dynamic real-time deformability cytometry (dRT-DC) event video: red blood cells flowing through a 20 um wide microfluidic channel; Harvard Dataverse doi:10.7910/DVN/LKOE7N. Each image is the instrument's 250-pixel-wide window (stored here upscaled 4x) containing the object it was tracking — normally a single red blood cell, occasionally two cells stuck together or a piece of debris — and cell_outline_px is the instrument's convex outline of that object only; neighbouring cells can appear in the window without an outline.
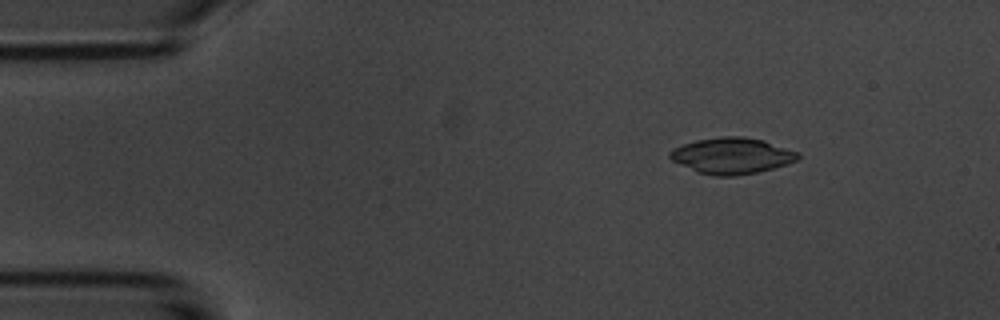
{"species": "common noctule bat (a hibernating species)", "species_latin": "Nyctalus noctula", "temperature_condition": "room temperature", "stored_images_in_passage": 4, "camera_frame_rate_fps": 3000, "um_per_image_px": 0.085, "animal": {"sex": "male", "body_mass_g": 20.1, "forearm_length_mm": 53.5}, "frame": {"image": 1, "passage_image": 2, "time_ms": 2.0, "image_size_px": [1000, 320], "cell_outline_px": [[800, 156], [796, 160], [772, 168], [756, 172], [736, 176], [716, 176], [696, 172], [672, 160], [668, 156], [668, 152], [684, 144], [696, 140], [724, 136], [744, 136], [764, 140], [800, 152]], "centroid_in_image_um": [62.21, 13.23], "position_along_channel_um": 22.8, "area_um2": 26.82}}